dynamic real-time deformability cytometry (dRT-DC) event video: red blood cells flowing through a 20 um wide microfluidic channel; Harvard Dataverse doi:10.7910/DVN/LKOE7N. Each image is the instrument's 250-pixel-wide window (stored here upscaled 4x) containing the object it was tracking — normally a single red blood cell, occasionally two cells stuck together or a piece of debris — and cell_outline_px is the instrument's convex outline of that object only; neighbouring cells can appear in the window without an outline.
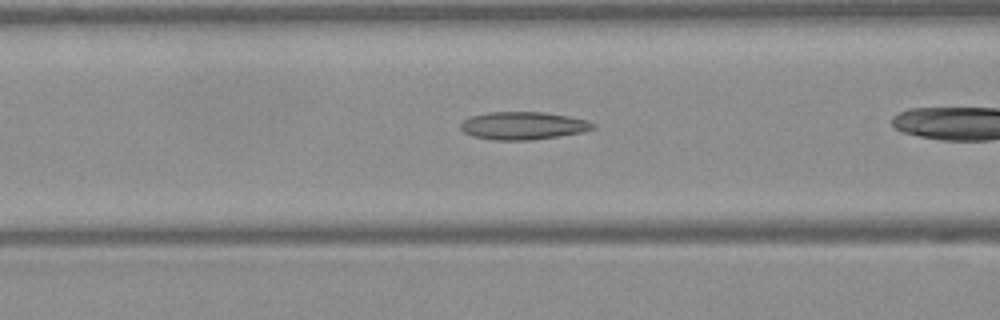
{"species": "Egyptian fruit bat (a non-hibernating species)", "species_latin": "Rousettus aegyptiacus", "temperature_condition": "warm", "stored_images_in_passage": 36, "camera_frame_rate_fps": 3000, "um_per_image_px": 0.085, "frame": {"image": 1, "passage_image": 17, "time_ms": 5.333, "image_size_px": [1000, 320], "cell_outline_px": [[596, 128], [584, 132], [560, 136], [532, 140], [492, 140], [472, 136], [464, 132], [460, 128], [460, 124], [464, 120], [472, 116], [488, 112], [544, 112], [568, 116], [588, 120], [596, 124]], "centroid_in_image_um": [44.5, 10.69], "position_along_channel_um": 122.1, "area_um2": 21.62}}
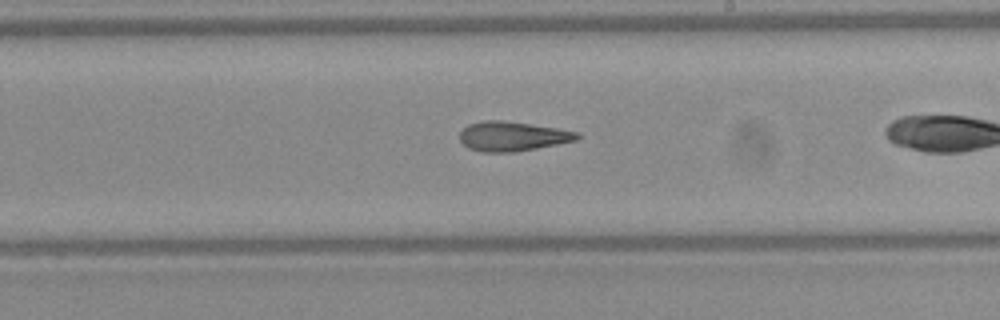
{"frame": {"image": 2, "passage_image": 26, "time_ms": 8.333, "image_size_px": [1000, 320], "cell_outline_px": [[580, 136], [576, 140], [536, 148], [512, 152], [484, 152], [468, 148], [460, 140], [460, 132], [468, 124], [488, 120], [500, 120], [556, 128], [580, 132]], "centroid_in_image_um": [43.54, 11.58], "position_along_channel_um": 245.5, "area_um2": 19.88}}
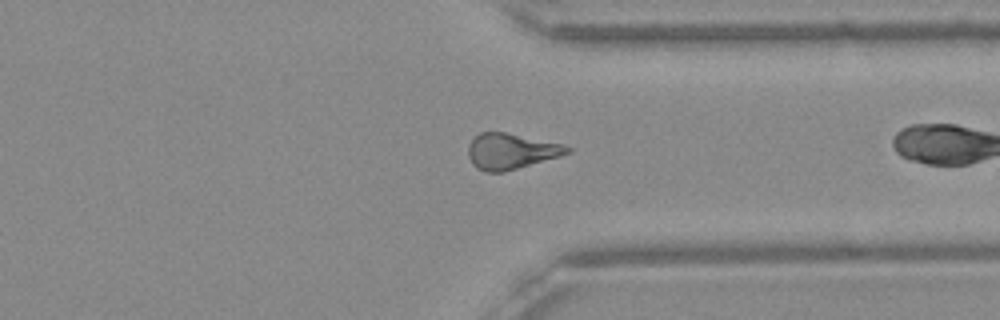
{"frame": {"image": 3, "passage_image": 35, "time_ms": 11.333, "image_size_px": [1000, 320], "cell_outline_px": [[572, 152], [560, 156], [504, 172], [484, 172], [476, 168], [472, 164], [468, 156], [468, 144], [480, 132], [504, 132], [560, 144], [572, 148]], "centroid_in_image_um": [43.39, 12.87], "position_along_channel_um": 368.0, "area_um2": 20.46}}